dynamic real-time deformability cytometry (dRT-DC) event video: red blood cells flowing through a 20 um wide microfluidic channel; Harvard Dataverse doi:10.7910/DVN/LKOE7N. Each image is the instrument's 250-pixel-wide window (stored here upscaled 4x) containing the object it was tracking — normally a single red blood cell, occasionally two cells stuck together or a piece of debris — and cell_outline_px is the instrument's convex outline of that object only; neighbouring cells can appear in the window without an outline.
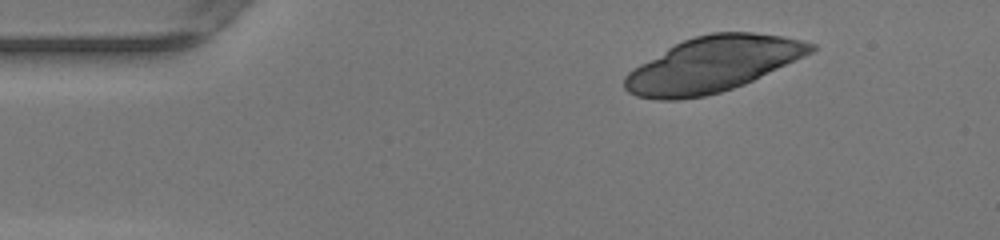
{"species": "human", "species_latin": "Homo sapiens", "temperature_condition": "warm", "stored_images_in_passage": 42, "camera_frame_rate_fps": 3000, "um_per_image_px": 0.085, "donor": {"sex": "female"}, "frame": {"image": 1, "passage_image": 1, "time_ms": 0.0, "image_size_px": [1000, 240], "cell_outline_px": [[816, 48], [812, 52], [804, 56], [744, 84], [720, 92], [704, 96], [680, 100], [660, 100], [636, 96], [628, 92], [624, 88], [624, 76], [628, 72], [640, 64], [668, 48], [684, 40], [696, 36], [712, 32], [752, 32], [784, 36], [816, 44]], "centroid_in_image_um": [60.56, 5.48], "position_along_channel_um": 24.4, "area_um2": 59.48}}